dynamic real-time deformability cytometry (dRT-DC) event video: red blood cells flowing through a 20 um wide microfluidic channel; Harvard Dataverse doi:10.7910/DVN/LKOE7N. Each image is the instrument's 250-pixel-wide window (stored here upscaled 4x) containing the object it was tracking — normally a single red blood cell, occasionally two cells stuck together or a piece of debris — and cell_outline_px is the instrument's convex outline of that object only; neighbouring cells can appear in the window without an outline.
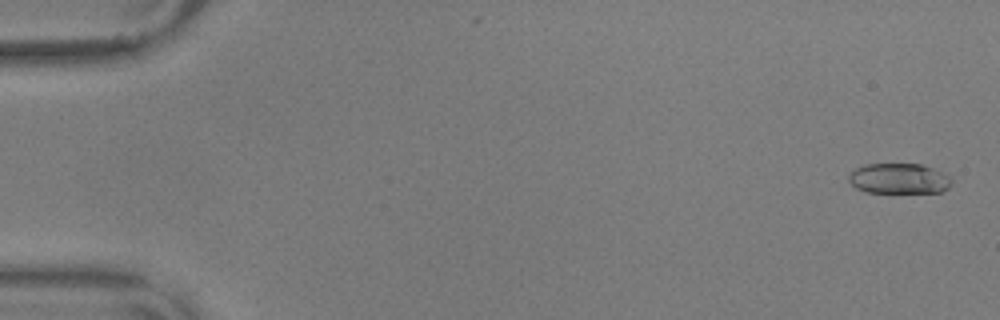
{"species": "common noctule bat (a hibernating species)", "species_latin": "Nyctalus noctula", "temperature_condition": "warm", "stored_images_in_passage": 56, "camera_frame_rate_fps": 3000, "um_per_image_px": 0.085, "animal": {"sex": "male", "body_mass_g": 17.9, "forearm_length_mm": 54.2}, "frame": {"image": 1, "passage_image": 2, "time_ms": 0.333, "image_size_px": [1000, 320], "cell_outline_px": [[952, 184], [948, 188], [940, 192], [864, 192], [856, 188], [848, 180], [848, 176], [856, 168], [864, 164], [920, 164], [932, 168], [948, 176], [952, 180]], "centroid_in_image_um": [76.39, 15.18], "position_along_channel_um": 8.6, "area_um2": 18.09}}
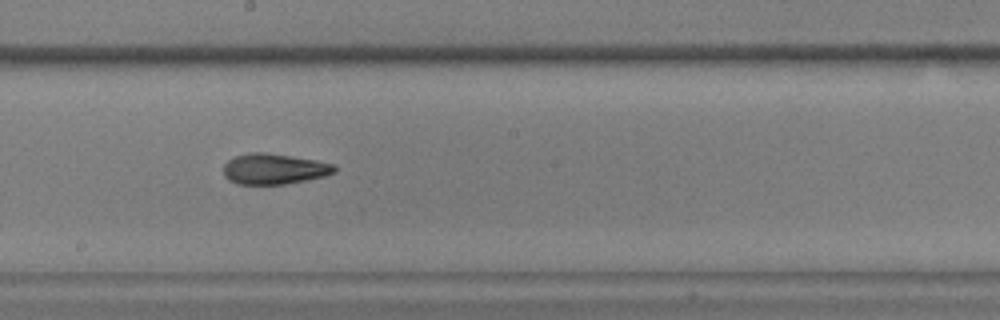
{"frame": {"image": 2, "passage_image": 32, "time_ms": 10.333, "image_size_px": [1000, 320], "cell_outline_px": [[336, 172], [324, 176], [284, 184], [236, 184], [228, 180], [224, 176], [224, 164], [228, 160], [236, 156], [248, 152], [264, 152], [316, 160], [336, 164]], "centroid_in_image_um": [23.28, 14.35], "position_along_channel_um": 224.9, "area_um2": 19.83}}
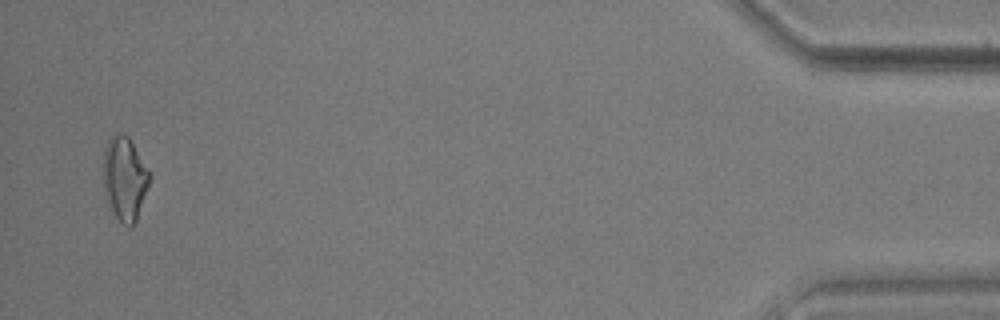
{"frame": {"image": 3, "passage_image": 55, "time_ms": 18.0, "image_size_px": [1000, 320], "cell_outline_px": [[152, 176], [136, 220], [132, 228], [128, 228], [112, 212], [104, 196], [100, 164], [104, 148], [108, 140], [116, 132], [120, 132], [128, 136]], "centroid_in_image_um": [10.54, 15.16], "position_along_channel_um": 424.7, "area_um2": 23.24}, "authors_computed_cell_mechanics": {"area_um2": 19.8543, "velocity_mm_per_s": 3.63, "shape_relaxation_time_tau1_ms": 7.5665, "shape_relaxation_time_tau2_ms": 4.8663, "deformation_change_tau1": 0.1716, "deformation_change_tau2": 0.143}}